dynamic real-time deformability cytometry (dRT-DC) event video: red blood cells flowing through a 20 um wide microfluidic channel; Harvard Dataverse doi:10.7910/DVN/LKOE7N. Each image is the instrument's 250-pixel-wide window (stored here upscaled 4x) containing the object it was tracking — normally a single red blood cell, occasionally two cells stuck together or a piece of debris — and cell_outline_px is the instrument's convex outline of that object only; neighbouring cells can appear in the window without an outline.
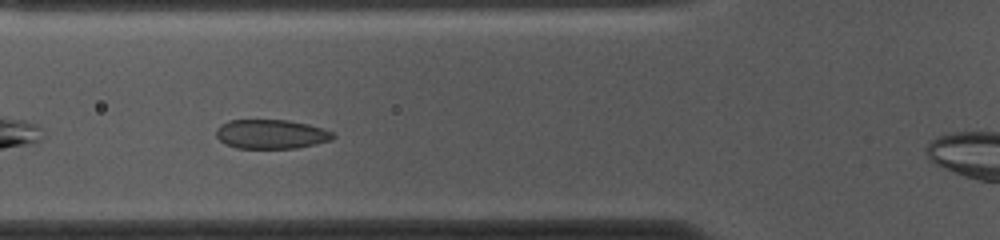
{"species": "common noctule bat (a hibernating species)", "species_latin": "Nyctalus noctula", "temperature_condition": "cold", "stored_images_in_passage": 32, "camera_frame_rate_fps": 3000, "um_per_image_px": 0.085, "animal": {"sex": "female", "body_mass_g": 10.0, "forearm_length_mm": 53.1}, "frame": {"image": 1, "passage_image": 6, "time_ms": 1.667, "image_size_px": [1000, 240], "cell_outline_px": [[336, 136], [332, 140], [296, 148], [236, 148], [220, 140], [216, 136], [216, 128], [220, 124], [228, 120], [288, 120], [308, 124], [332, 132]], "centroid_in_image_um": [23.03, 11.39], "position_along_channel_um": 102.8, "area_um2": 19.83}}
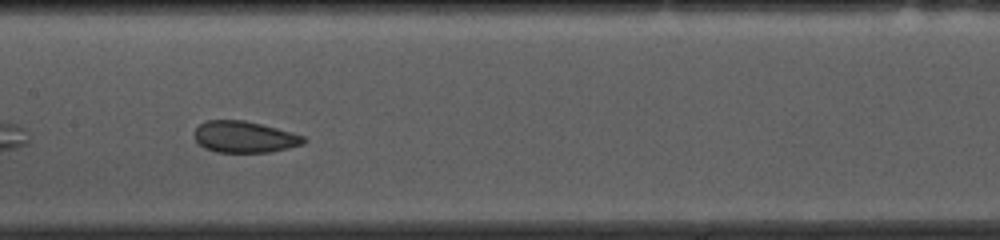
{"frame": {"image": 2, "passage_image": 13, "time_ms": 4.0, "image_size_px": [1000, 240], "cell_outline_px": [[308, 140], [304, 144], [272, 152], [216, 152], [204, 148], [196, 140], [196, 128], [204, 120], [244, 120], [292, 132], [304, 136]], "centroid_in_image_um": [20.81, 11.64], "position_along_channel_um": 186.6, "area_um2": 20.0}}
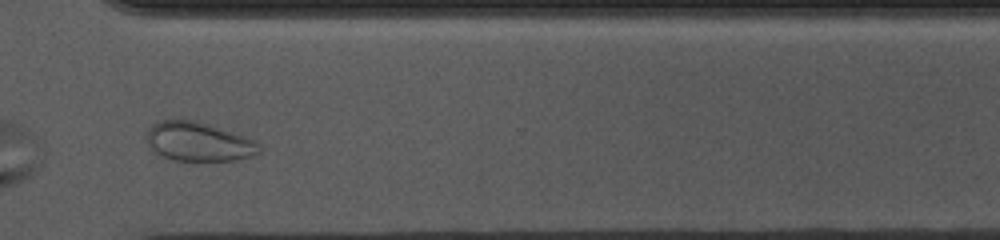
{"frame": {"image": 3, "passage_image": 27, "time_ms": 8.667, "image_size_px": [1000, 240], "cell_outline_px": [[264, 148], [260, 152], [248, 156], [232, 160], [172, 160], [148, 148], [148, 128], [152, 124], [160, 120], [196, 120], [256, 140]], "centroid_in_image_um": [16.88, 12.03], "position_along_channel_um": 353.7, "area_um2": 25.43}, "authors_computed_cell_mechanics": {"area_um2": 20.6346, "velocity_mm_per_s": 3.5781, "shape_relaxation_time_tau1_ms": 6.6697, "shape_relaxation_time_tau2_ms": 1.7877, "deformation_change_tau1": 0.1138, "deformation_change_tau2": 0.0473}}